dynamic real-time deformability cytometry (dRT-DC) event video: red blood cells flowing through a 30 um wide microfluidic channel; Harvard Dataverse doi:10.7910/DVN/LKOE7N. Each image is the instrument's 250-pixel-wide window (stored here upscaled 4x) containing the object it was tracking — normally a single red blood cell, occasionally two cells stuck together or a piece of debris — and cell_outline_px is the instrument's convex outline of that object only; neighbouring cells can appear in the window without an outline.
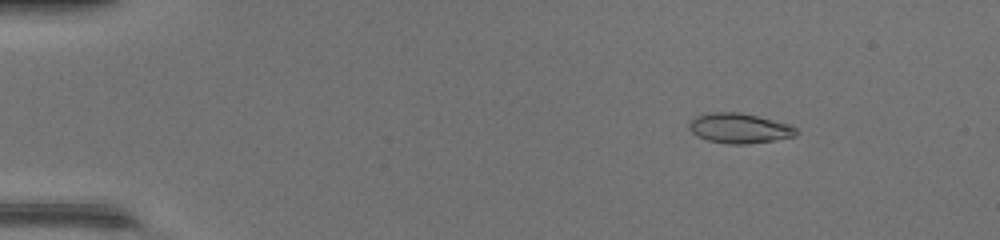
{"species": "common noctule bat (a hibernating species)", "species_latin": "Nyctalus noctula", "temperature_condition": "warm", "stored_images_in_passage": 48, "camera_frame_rate_fps": 3000, "um_per_image_px": 0.085, "animal": {"sex": "female", "body_mass_g": 17.0, "forearm_length_mm": 48.0}, "frame": {"image": 1, "passage_image": 7, "time_ms": 2.0, "image_size_px": [1000, 240], "cell_outline_px": [[800, 132], [796, 136], [748, 144], [732, 144], [708, 140], [696, 136], [688, 128], [688, 124], [696, 116], [708, 112], [740, 112], [788, 124], [796, 128]], "centroid_in_image_um": [62.83, 10.9], "position_along_channel_um": 22.2, "area_um2": 18.61}}
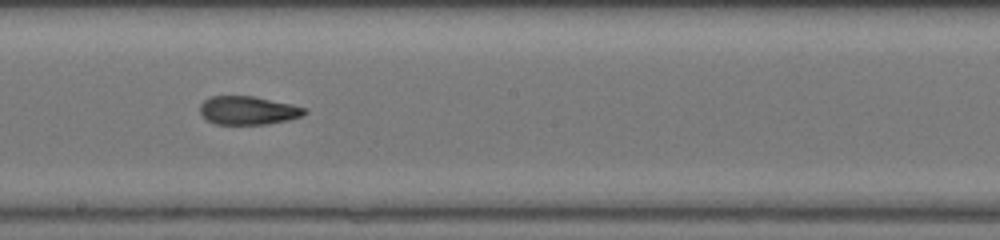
{"frame": {"image": 2, "passage_image": 28, "time_ms": 9.0, "image_size_px": [1000, 240], "cell_outline_px": [[308, 112], [304, 116], [288, 120], [268, 124], [216, 124], [208, 120], [200, 112], [200, 104], [204, 100], [212, 96], [252, 96], [292, 104], [308, 108]], "centroid_in_image_um": [21.14, 9.38], "position_along_channel_um": 227.1, "area_um2": 17.4}}
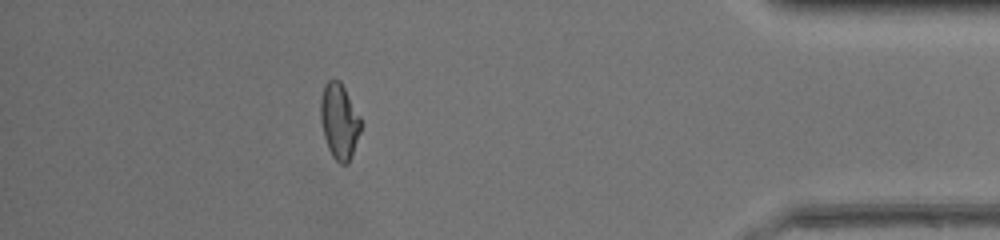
{"frame": {"image": 3, "passage_image": 43, "time_ms": 14.0, "image_size_px": [1000, 240], "cell_outline_px": [[360, 132], [348, 164], [340, 164], [332, 156], [328, 148], [324, 136], [320, 120], [320, 100], [324, 84], [328, 80], [340, 80], [360, 116]], "centroid_in_image_um": [28.82, 10.29], "position_along_channel_um": 406.4, "area_um2": 17.63}, "authors_computed_cell_mechanics": {"area_um2": 18.0047, "velocity_mm_per_s": 4.453, "shape_relaxation_time_tau1_ms": null, "shape_relaxation_time_tau2_ms": 1.4241, "deformation_change_tau1": null, "deformation_change_tau2": 0.0859}}